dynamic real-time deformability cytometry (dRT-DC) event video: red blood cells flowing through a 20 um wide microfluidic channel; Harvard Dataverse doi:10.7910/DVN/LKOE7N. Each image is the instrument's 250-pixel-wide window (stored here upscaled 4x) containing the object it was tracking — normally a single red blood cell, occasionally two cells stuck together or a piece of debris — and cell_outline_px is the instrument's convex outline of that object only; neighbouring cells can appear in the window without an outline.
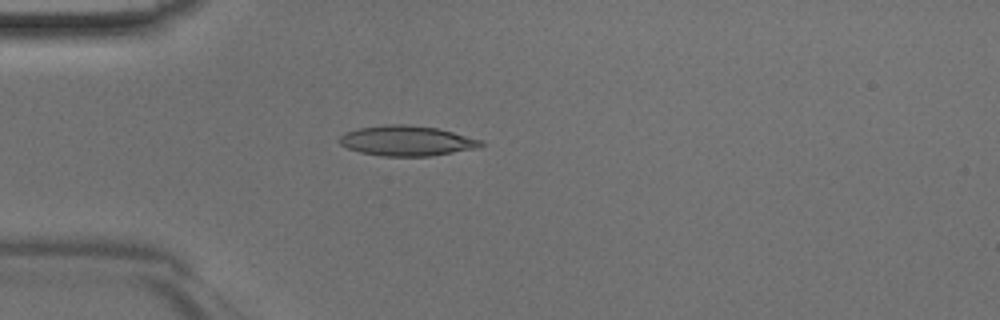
{"species": "Egyptian fruit bat (a non-hibernating species)", "species_latin": "Rousettus aegyptiacus", "temperature_condition": "room temperature", "stored_images_in_passage": 34, "camera_frame_rate_fps": 3000, "um_per_image_px": 0.085, "animal": {"sex": "male"}, "frame": {"image": 1, "passage_image": 1, "time_ms": 0.0, "image_size_px": [1000, 320], "cell_outline_px": [[484, 144], [476, 148], [428, 156], [380, 156], [360, 152], [348, 148], [340, 144], [340, 136], [344, 132], [360, 128], [384, 124], [408, 124], [436, 128], [484, 140]], "centroid_in_image_um": [34.56, 11.96], "position_along_channel_um": 50.4, "area_um2": 24.74}}
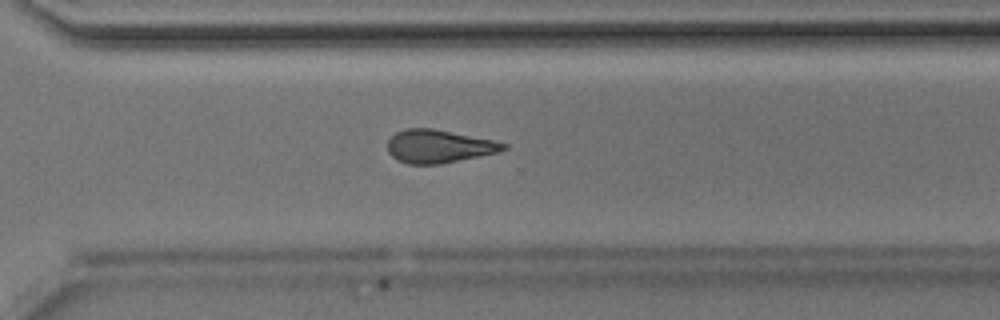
{"frame": {"image": 2, "passage_image": 21, "time_ms": 6.667, "image_size_px": [1000, 320], "cell_outline_px": [[508, 148], [500, 152], [440, 164], [408, 164], [396, 160], [388, 152], [388, 140], [396, 132], [408, 128], [432, 128], [492, 140], [508, 144]], "centroid_in_image_um": [37.29, 12.44], "position_along_channel_um": 333.3, "area_um2": 22.31}}
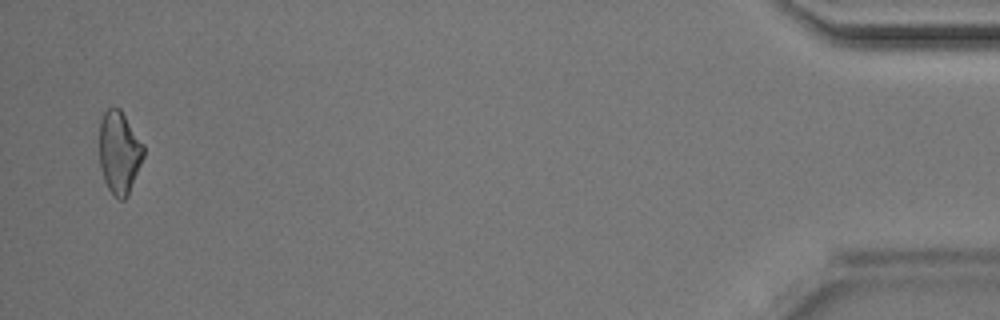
{"frame": {"image": 3, "passage_image": 33, "time_ms": 10.667, "image_size_px": [1000, 320], "cell_outline_px": [[144, 156], [128, 196], [124, 200], [120, 200], [108, 188], [104, 180], [100, 168], [100, 120], [104, 112], [108, 108], [120, 108], [144, 144]], "centroid_in_image_um": [10.15, 12.95], "position_along_channel_um": 425.1, "area_um2": 21.27}}